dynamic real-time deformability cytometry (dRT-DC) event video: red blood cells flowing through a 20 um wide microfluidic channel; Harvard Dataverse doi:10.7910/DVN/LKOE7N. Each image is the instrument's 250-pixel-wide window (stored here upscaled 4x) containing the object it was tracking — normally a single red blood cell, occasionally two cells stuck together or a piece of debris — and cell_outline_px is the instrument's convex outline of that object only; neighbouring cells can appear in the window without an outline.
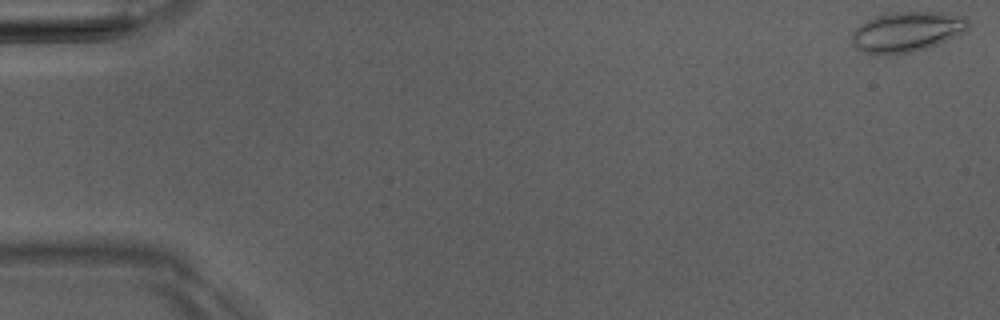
{"species": "Egyptian fruit bat (a non-hibernating species)", "species_latin": "Rousettus aegyptiacus", "temperature_condition": "room temperature", "stored_images_in_passage": 4, "camera_frame_rate_fps": 3000, "um_per_image_px": 0.085, "animal": {"sex": "male"}, "frame": {"image": 1, "passage_image": 1, "time_ms": 0.0, "image_size_px": [1000, 320], "cell_outline_px": [[972, 24], [964, 32], [956, 36], [936, 44], [912, 52], [864, 52], [852, 44], [852, 32], [860, 24], [876, 16], [892, 12], [940, 12], [964, 16]], "centroid_in_image_um": [77.13, 2.65], "position_along_channel_um": 7.9, "area_um2": 26.59}}